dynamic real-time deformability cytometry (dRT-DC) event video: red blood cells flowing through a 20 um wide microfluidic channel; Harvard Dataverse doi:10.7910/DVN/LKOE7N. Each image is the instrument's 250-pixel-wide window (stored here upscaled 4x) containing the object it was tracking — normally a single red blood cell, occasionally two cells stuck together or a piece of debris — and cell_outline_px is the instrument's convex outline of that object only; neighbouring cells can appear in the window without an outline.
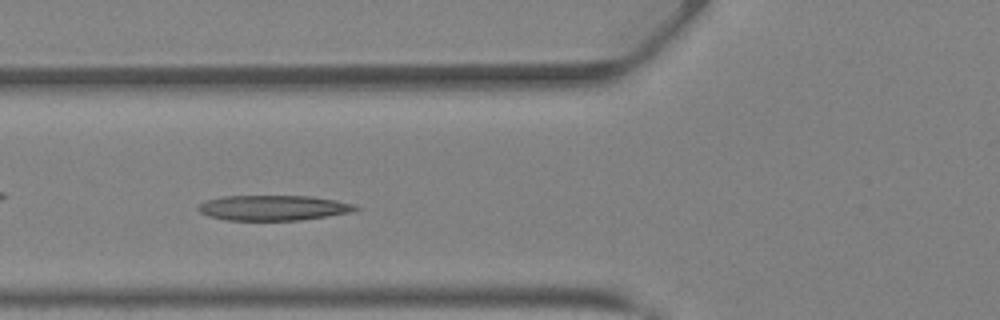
{"species": "Egyptian fruit bat (a non-hibernating species)", "species_latin": "Rousettus aegyptiacus", "temperature_condition": "warm", "stored_images_in_passage": 37, "camera_frame_rate_fps": 3000, "um_per_image_px": 0.085, "animal": {"sex": "female"}, "frame": {"image": 1, "passage_image": 11, "time_ms": 3.333, "image_size_px": [1000, 320], "cell_outline_px": [[360, 208], [352, 212], [300, 220], [228, 220], [208, 216], [200, 212], [196, 208], [200, 204], [208, 200], [224, 196], [312, 196], [336, 200], [356, 204]], "centroid_in_image_um": [23.26, 17.66], "position_along_channel_um": 102.5, "area_um2": 23.06}}
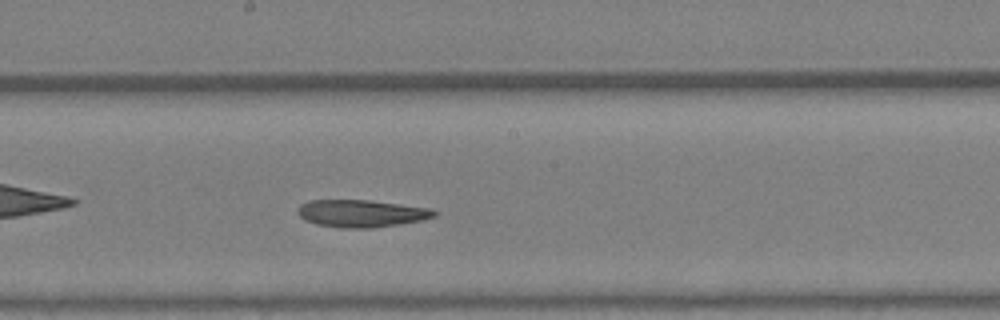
{"frame": {"image": 2, "passage_image": 18, "time_ms": 5.667, "image_size_px": [1000, 320], "cell_outline_px": [[440, 212], [436, 216], [420, 220], [372, 228], [344, 228], [316, 224], [304, 220], [296, 212], [300, 204], [308, 200], [368, 200], [400, 204], [428, 208]], "centroid_in_image_um": [30.67, 18.13], "position_along_channel_um": 217.5, "area_um2": 21.68}}
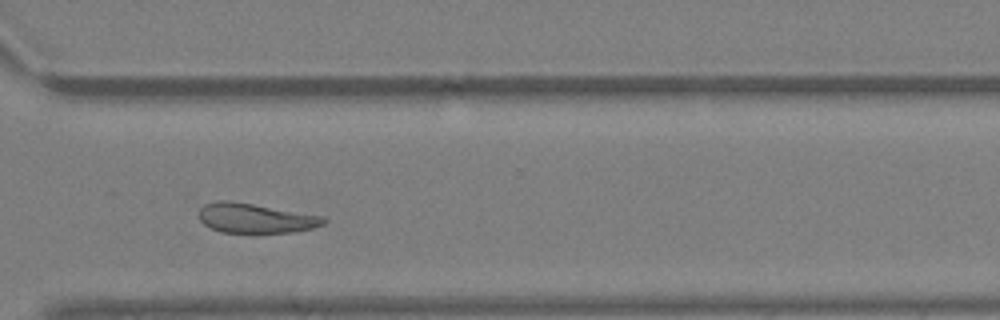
{"frame": {"image": 3, "passage_image": 26, "time_ms": 8.333, "image_size_px": [1000, 320], "cell_outline_px": [[328, 220], [324, 224], [312, 228], [292, 232], [220, 232], [204, 224], [200, 220], [200, 208], [204, 204], [216, 200], [232, 200], [324, 216]], "centroid_in_image_um": [21.72, 18.52], "position_along_channel_um": 348.9, "area_um2": 21.56}}